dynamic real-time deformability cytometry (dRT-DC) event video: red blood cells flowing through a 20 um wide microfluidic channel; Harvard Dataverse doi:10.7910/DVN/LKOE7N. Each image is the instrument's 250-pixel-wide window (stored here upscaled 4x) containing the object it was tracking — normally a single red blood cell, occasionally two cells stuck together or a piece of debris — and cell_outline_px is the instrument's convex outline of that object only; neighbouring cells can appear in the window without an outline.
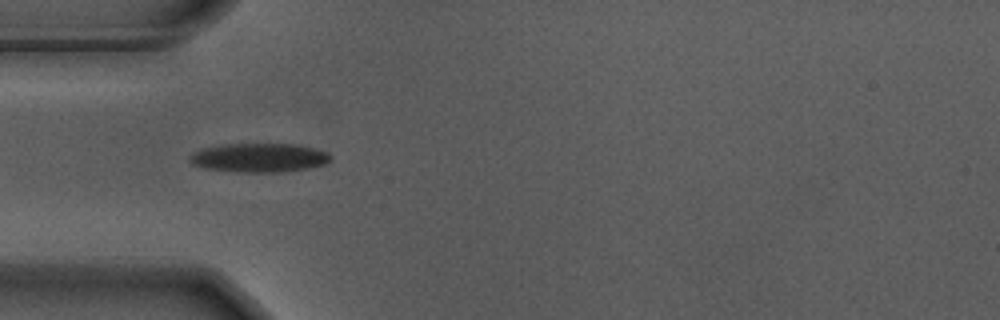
{"species": "Egyptian fruit bat (a non-hibernating species)", "species_latin": "Rousettus aegyptiacus", "temperature_condition": "warm", "stored_images_in_passage": 55, "camera_frame_rate_fps": 3000, "um_per_image_px": 0.085, "animal": {"sex": "male"}, "frame": {"image": 1, "passage_image": 16, "time_ms": 5.0, "image_size_px": [1000, 320], "cell_outline_px": [[332, 160], [324, 164], [308, 168], [284, 172], [236, 172], [204, 168], [192, 164], [188, 160], [188, 156], [192, 152], [204, 148], [224, 144], [292, 144], [312, 148], [328, 152], [332, 156]], "centroid_in_image_um": [22.0, 13.41], "position_along_channel_um": 63.0, "area_um2": 23.87}}
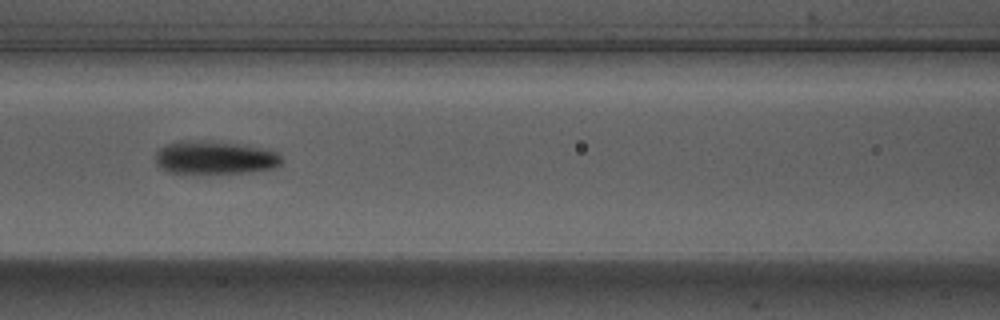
{"frame": {"image": 2, "passage_image": 23, "time_ms": 7.333, "image_size_px": [1000, 320], "cell_outline_px": [[284, 160], [276, 168], [252, 172], [204, 176], [192, 176], [168, 172], [160, 168], [156, 164], [156, 152], [160, 148], [168, 144], [180, 140], [192, 140], [236, 144], [260, 148], [276, 152]], "centroid_in_image_um": [18.21, 13.47], "position_along_channel_um": 148.4, "area_um2": 25.32}}
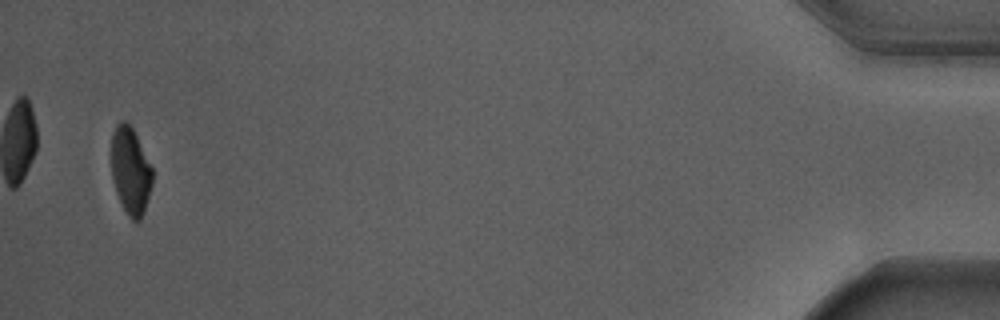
{"frame": {"image": 3, "passage_image": 53, "time_ms": 17.333, "image_size_px": [1000, 320], "cell_outline_px": [[152, 184], [144, 212], [140, 220], [136, 224], [128, 216], [116, 192], [112, 176], [112, 132], [116, 124], [120, 120], [124, 120], [132, 128], [152, 168]], "centroid_in_image_um": [11.09, 14.54], "position_along_channel_um": 424.1, "area_um2": 20.58}, "authors_computed_cell_mechanics": {"area_um2": 22.9466, "velocity_mm_per_s": 3.6833, "shape_relaxation_time_tau1_ms": 2.3233, "shape_relaxation_time_tau2_ms": 3.1698, "deformation_change_tau1": 0.1775, "deformation_change_tau2": 0.0965}}